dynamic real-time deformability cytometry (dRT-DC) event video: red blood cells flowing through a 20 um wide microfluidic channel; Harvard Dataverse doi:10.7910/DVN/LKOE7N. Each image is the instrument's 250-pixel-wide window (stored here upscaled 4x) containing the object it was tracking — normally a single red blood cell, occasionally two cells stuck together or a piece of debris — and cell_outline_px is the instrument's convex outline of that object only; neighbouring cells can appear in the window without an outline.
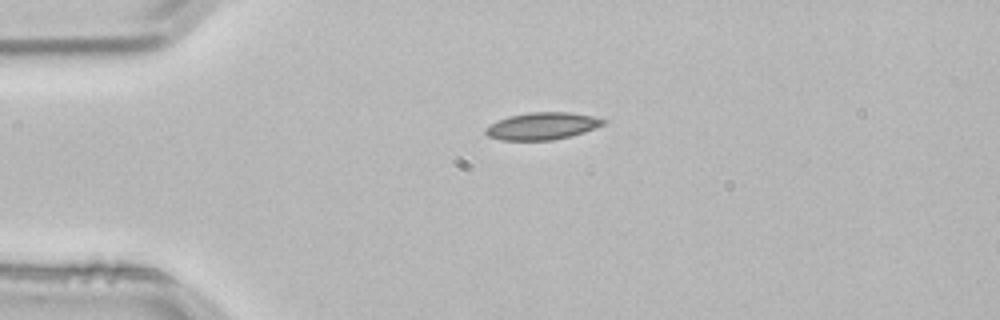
{"species": "common noctule bat (a hibernating species)", "species_latin": "Nyctalus noctula", "temperature_condition": "room temperature", "stored_images_in_passage": 1, "camera_frame_rate_fps": 3000, "um_per_image_px": 0.085, "animal": {"sex": "male", "body_mass_g": 21.5, "forearm_length_mm": 52.0}, "frame": {"image": 1, "passage_image": 1, "time_ms": 0.0, "image_size_px": [1000, 320], "cell_outline_px": [[608, 120], [604, 124], [596, 128], [584, 132], [552, 140], [500, 140], [488, 136], [484, 132], [484, 128], [500, 120], [512, 116], [528, 112], [568, 112], [592, 116]], "centroid_in_image_um": [46.1, 10.71], "position_along_channel_um": 38.9, "area_um2": 18.44}}